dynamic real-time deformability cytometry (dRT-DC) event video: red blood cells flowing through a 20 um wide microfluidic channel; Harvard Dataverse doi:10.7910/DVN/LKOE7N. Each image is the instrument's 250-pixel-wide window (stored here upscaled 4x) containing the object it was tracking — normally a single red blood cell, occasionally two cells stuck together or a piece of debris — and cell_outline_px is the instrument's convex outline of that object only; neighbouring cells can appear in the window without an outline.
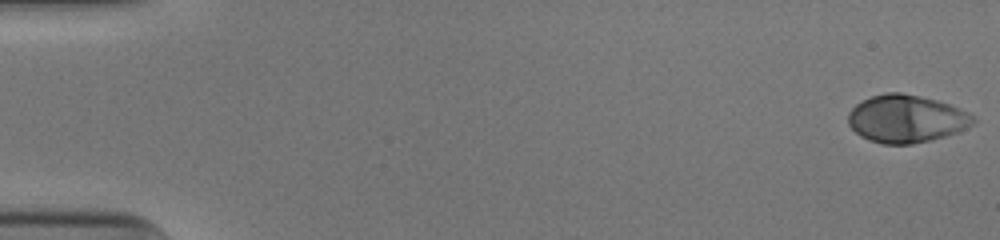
{"species": "human", "species_latin": "Homo sapiens", "temperature_condition": "cold", "stored_images_in_passage": 52, "camera_frame_rate_fps": 3000, "um_per_image_px": 0.085, "donor": {"sex": "male"}, "frame": {"image": 1, "passage_image": 1, "time_ms": 0.0, "image_size_px": [1000, 240], "cell_outline_px": [[976, 120], [972, 124], [956, 132], [944, 136], [912, 144], [884, 144], [868, 140], [860, 136], [848, 124], [848, 112], [860, 100], [884, 92], [900, 92], [920, 96], [936, 100], [948, 104], [968, 112], [976, 116]], "centroid_in_image_um": [77.0, 10.08], "position_along_channel_um": 8.0, "area_um2": 34.68}}
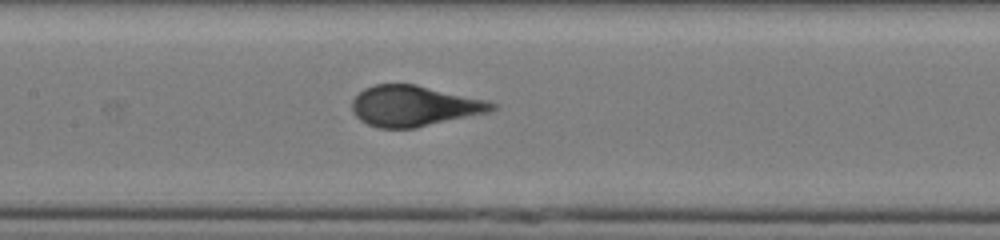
{"frame": {"image": 2, "passage_image": 26, "time_ms": 8.333, "image_size_px": [1000, 240], "cell_outline_px": [[500, 104], [492, 112], [416, 128], [380, 128], [368, 124], [360, 120], [352, 112], [352, 100], [364, 88], [376, 84], [416, 84], [488, 100]], "centroid_in_image_um": [35.26, 9.01], "position_along_channel_um": 172.1, "area_um2": 33.52}}
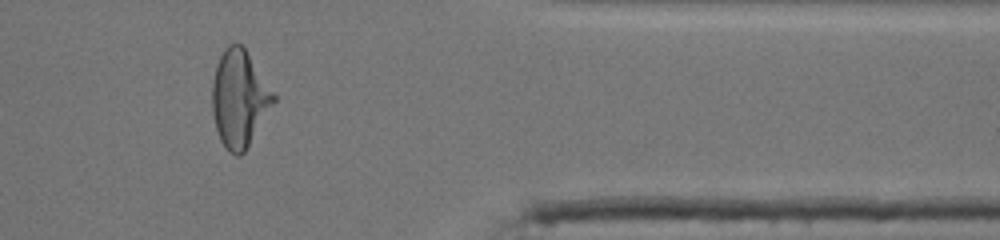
{"frame": {"image": 3, "passage_image": 44, "time_ms": 14.333, "image_size_px": [1000, 240], "cell_outline_px": [[276, 100], [244, 152], [240, 156], [236, 156], [228, 152], [220, 140], [216, 128], [212, 112], [212, 80], [216, 64], [224, 48], [228, 44], [240, 44], [244, 48], [276, 96]], "centroid_in_image_um": [20.31, 8.4], "position_along_channel_um": 391.1, "area_um2": 34.33}}